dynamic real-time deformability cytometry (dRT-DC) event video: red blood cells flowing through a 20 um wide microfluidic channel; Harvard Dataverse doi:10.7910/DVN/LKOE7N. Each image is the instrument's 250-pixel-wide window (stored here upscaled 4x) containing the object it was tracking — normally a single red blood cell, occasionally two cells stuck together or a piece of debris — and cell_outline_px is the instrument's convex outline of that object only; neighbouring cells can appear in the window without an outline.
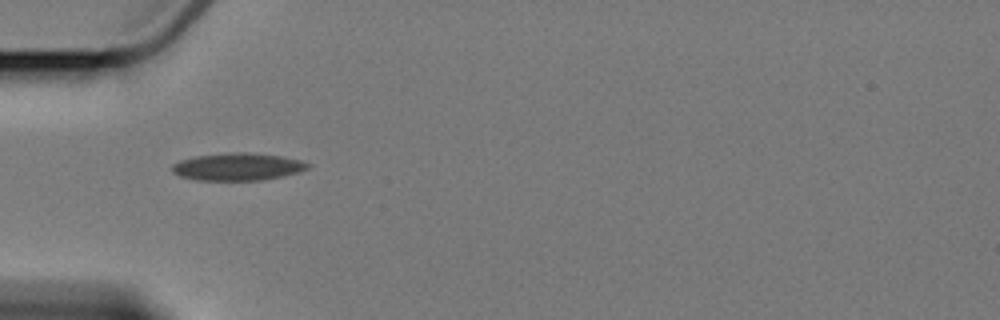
{"species": "Egyptian fruit bat (a non-hibernating species)", "species_latin": "Rousettus aegyptiacus", "temperature_condition": "cold", "stored_images_in_passage": 2, "camera_frame_rate_fps": 3000, "um_per_image_px": 0.085, "animal": {"sex": "female"}, "frame": {"image": 1, "passage_image": 1, "time_ms": 0.0, "image_size_px": [1000, 320], "cell_outline_px": [[312, 164], [308, 168], [300, 172], [284, 176], [264, 180], [196, 180], [180, 176], [172, 172], [172, 164], [180, 160], [196, 156], [228, 152], [248, 152], [280, 156], [304, 160]], "centroid_in_image_um": [20.24, 14.17], "position_along_channel_um": 64.8, "area_um2": 21.96}}
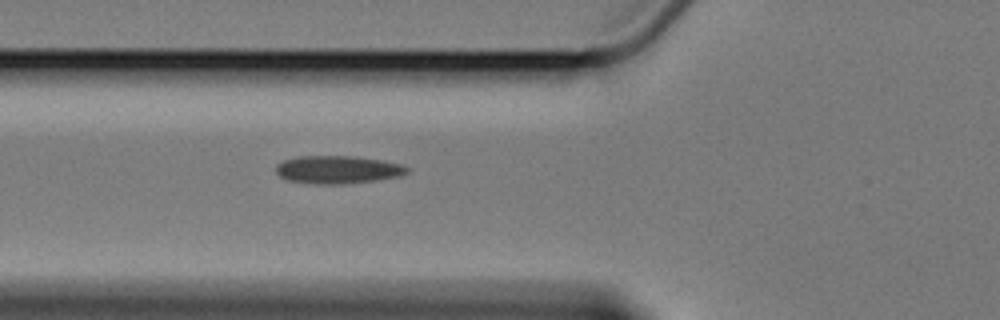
{"frame": {"image": 2, "passage_image": 2, "time_ms": 1.0, "image_size_px": [1000, 320], "cell_outline_px": [[412, 168], [408, 172], [400, 176], [372, 180], [336, 184], [316, 184], [288, 180], [280, 176], [276, 172], [276, 164], [284, 160], [296, 156], [356, 156], [384, 160], [404, 164]], "centroid_in_image_um": [28.74, 14.4], "position_along_channel_um": 97.1, "area_um2": 21.39}}